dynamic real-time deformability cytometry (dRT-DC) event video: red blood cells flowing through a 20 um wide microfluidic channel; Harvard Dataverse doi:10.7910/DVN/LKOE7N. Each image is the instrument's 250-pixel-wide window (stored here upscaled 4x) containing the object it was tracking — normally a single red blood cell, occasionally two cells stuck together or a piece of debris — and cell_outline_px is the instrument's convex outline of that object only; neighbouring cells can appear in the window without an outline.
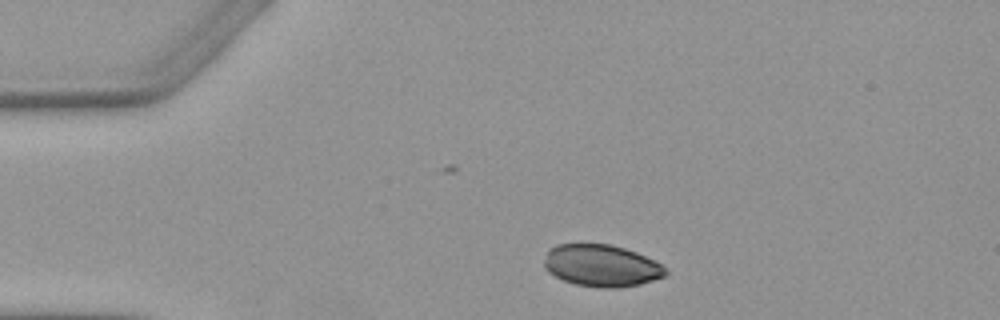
{"species": "Egyptian fruit bat (a non-hibernating species)", "species_latin": "Rousettus aegyptiacus", "temperature_condition": "warm", "stored_images_in_passage": 5, "camera_frame_rate_fps": 3000, "um_per_image_px": 0.085, "animal": {"sex": "female"}, "frame": {"image": 1, "passage_image": 2, "time_ms": 2.333, "image_size_px": [1000, 320], "cell_outline_px": [[668, 272], [664, 276], [640, 284], [616, 288], [600, 288], [576, 284], [564, 280], [548, 272], [544, 268], [544, 260], [548, 248], [556, 244], [612, 244], [636, 252], [668, 268]], "centroid_in_image_um": [51.1, 22.57], "position_along_channel_um": 33.9, "area_um2": 29.71}}
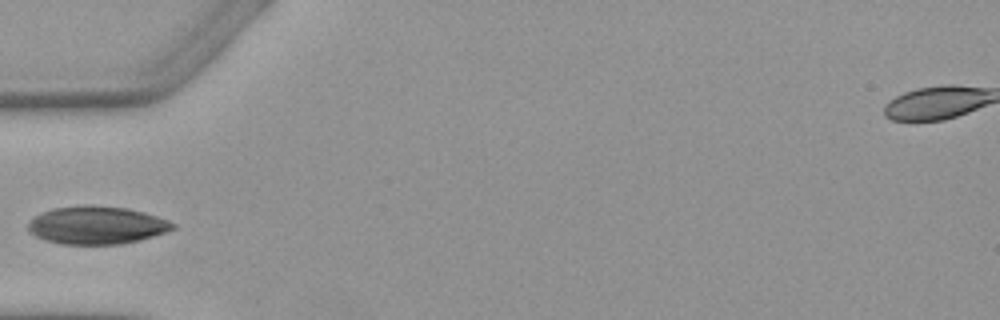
{"frame": {"image": 2, "passage_image": 4, "time_ms": 4.667, "image_size_px": [1000, 320], "cell_outline_px": [[176, 228], [168, 232], [140, 240], [124, 244], [60, 244], [44, 240], [28, 232], [28, 224], [36, 216], [44, 212], [56, 208], [84, 204], [128, 208], [144, 212], [168, 220], [176, 224]], "centroid_in_image_um": [8.26, 19.15], "position_along_channel_um": 76.7, "area_um2": 32.08}}
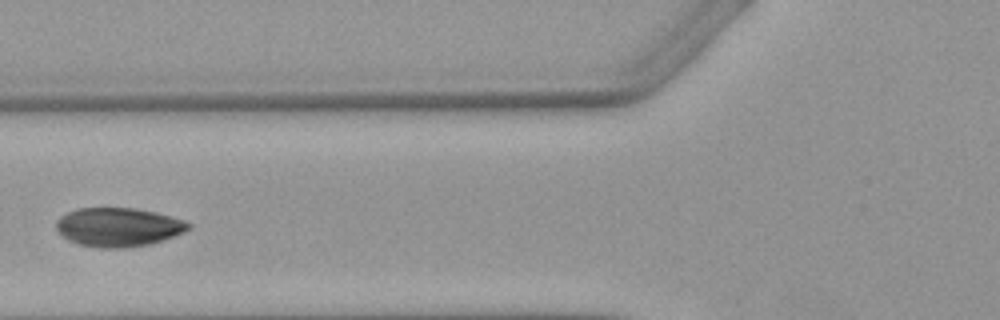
{"frame": {"image": 3, "passage_image": 5, "time_ms": 5.667, "image_size_px": [1000, 320], "cell_outline_px": [[192, 228], [184, 232], [164, 240], [152, 244], [128, 248], [96, 248], [80, 244], [68, 240], [60, 236], [56, 228], [56, 220], [60, 216], [76, 208], [136, 208], [156, 212], [172, 216], [184, 220], [192, 224]], "centroid_in_image_um": [10.07, 19.31], "position_along_channel_um": 115.7, "area_um2": 30.46}}